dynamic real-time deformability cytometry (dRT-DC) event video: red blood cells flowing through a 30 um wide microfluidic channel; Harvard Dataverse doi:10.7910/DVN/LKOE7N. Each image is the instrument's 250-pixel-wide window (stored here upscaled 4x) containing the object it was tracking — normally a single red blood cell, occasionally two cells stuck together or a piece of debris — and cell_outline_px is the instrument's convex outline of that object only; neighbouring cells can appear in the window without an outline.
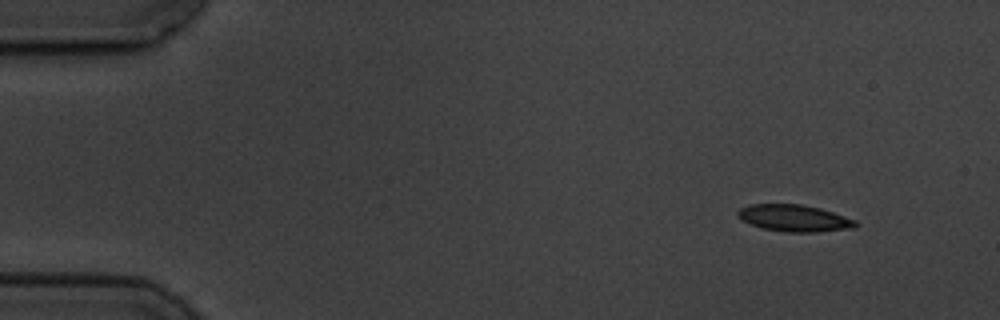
{"species": "common noctule bat (a hibernating species)", "species_latin": "Nyctalus noctula", "temperature_condition": "cold", "stored_images_in_passage": 3, "segment_of_instrument_passage": [2, 2], "camera_frame_rate_fps": 3000, "um_per_image_px": 0.085, "animal": {"sex": "male", "body_mass_g": 19.5, "forearm_length_mm": 54.6}, "frame": {"image": 1, "passage_image": 3, "time_ms": 3.333, "image_size_px": [1000, 320], "cell_outline_px": [[860, 224], [856, 228], [816, 232], [784, 232], [764, 228], [740, 220], [736, 212], [740, 208], [748, 204], [800, 204], [820, 208], [856, 220]], "centroid_in_image_um": [67.53, 18.54], "position_along_channel_um": 17.5, "area_um2": 18.5}}